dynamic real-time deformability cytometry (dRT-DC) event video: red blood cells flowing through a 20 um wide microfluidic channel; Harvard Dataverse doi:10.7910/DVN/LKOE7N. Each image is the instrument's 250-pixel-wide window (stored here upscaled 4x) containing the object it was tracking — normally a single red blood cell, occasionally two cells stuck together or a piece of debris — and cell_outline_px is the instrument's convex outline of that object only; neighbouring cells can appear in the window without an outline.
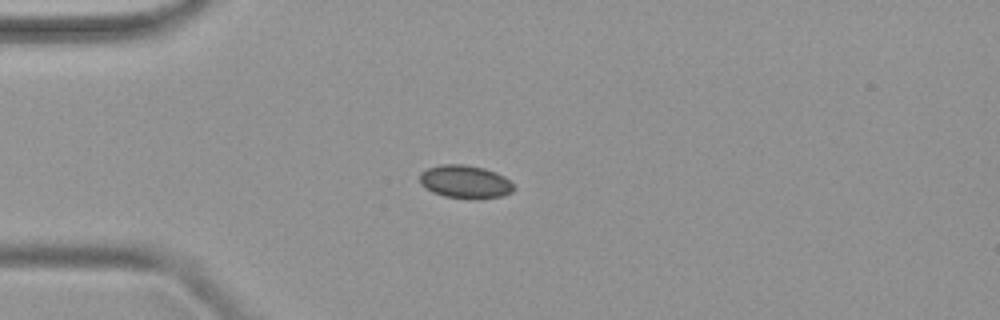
{"species": "common noctule bat (a hibernating species)", "species_latin": "Nyctalus noctula", "temperature_condition": "warm", "stored_images_in_passage": 4, "camera_frame_rate_fps": 3000, "um_per_image_px": 0.085, "animal": {"sex": "female", "body_mass_g": 19.9}, "frame": {"image": 1, "passage_image": 4, "time_ms": 1.0, "image_size_px": [1000, 320], "cell_outline_px": [[516, 188], [512, 192], [504, 196], [480, 200], [476, 200], [444, 196], [432, 192], [420, 184], [420, 172], [428, 168], [440, 164], [464, 164], [484, 168], [496, 172], [504, 176]], "centroid_in_image_um": [39.56, 15.47], "position_along_channel_um": 45.4, "area_um2": 18.5}}